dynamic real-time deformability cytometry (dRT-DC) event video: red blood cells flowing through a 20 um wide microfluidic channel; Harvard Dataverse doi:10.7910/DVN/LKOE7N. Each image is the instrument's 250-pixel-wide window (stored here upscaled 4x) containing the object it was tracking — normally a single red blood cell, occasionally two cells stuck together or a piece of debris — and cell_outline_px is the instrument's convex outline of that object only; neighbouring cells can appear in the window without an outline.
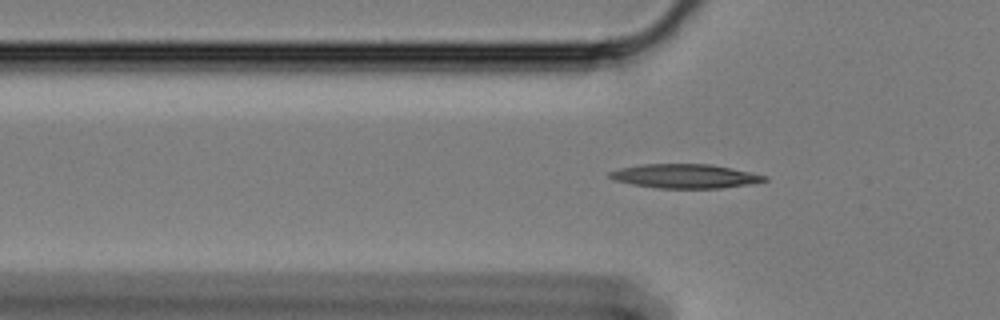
{"species": "Egyptian fruit bat (a non-hibernating species)", "species_latin": "Rousettus aegyptiacus", "temperature_condition": "cold", "stored_images_in_passage": 43, "camera_frame_rate_fps": 3000, "um_per_image_px": 0.085, "animal": {"sex": "female"}, "frame": {"image": 1, "passage_image": 10, "time_ms": 3.0, "image_size_px": [1000, 320], "cell_outline_px": [[768, 180], [748, 184], [720, 188], [656, 188], [632, 184], [612, 180], [608, 176], [608, 172], [620, 168], [640, 164], [712, 164], [732, 168], [768, 176]], "centroid_in_image_um": [58.19, 14.97], "position_along_channel_um": 67.6, "area_um2": 21.79}}
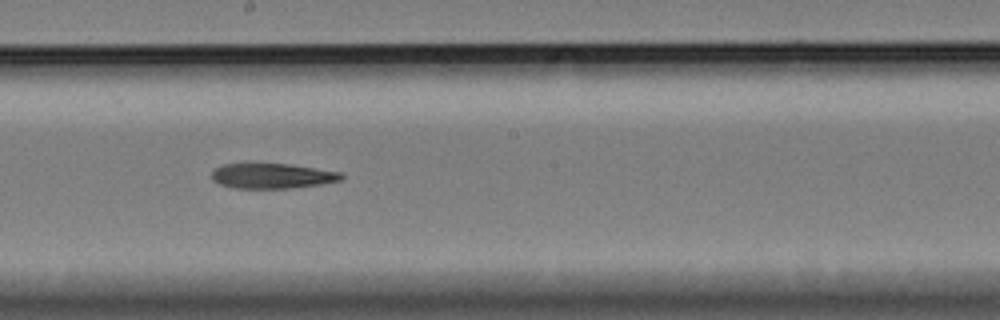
{"frame": {"image": 2, "passage_image": 24, "time_ms": 7.667, "image_size_px": [1000, 320], "cell_outline_px": [[344, 176], [340, 180], [320, 184], [292, 188], [236, 188], [220, 184], [212, 180], [212, 172], [216, 168], [224, 164], [248, 160], [288, 164], [340, 172]], "centroid_in_image_um": [23.05, 14.9], "position_along_channel_um": 225.2, "area_um2": 19.59}}
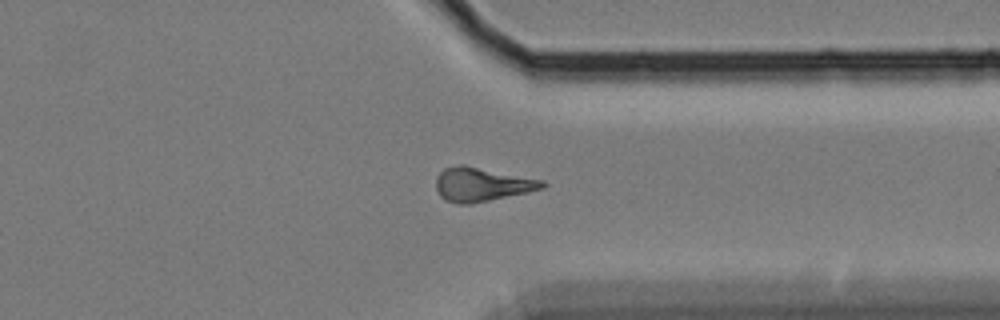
{"frame": {"image": 3, "passage_image": 37, "time_ms": 12.0, "image_size_px": [1000, 320], "cell_outline_px": [[548, 184], [544, 188], [528, 192], [472, 204], [460, 204], [448, 200], [440, 196], [436, 188], [436, 176], [444, 168], [460, 164], [464, 164], [544, 180]], "centroid_in_image_um": [40.97, 15.66], "position_along_channel_um": 370.4, "area_um2": 21.1}}